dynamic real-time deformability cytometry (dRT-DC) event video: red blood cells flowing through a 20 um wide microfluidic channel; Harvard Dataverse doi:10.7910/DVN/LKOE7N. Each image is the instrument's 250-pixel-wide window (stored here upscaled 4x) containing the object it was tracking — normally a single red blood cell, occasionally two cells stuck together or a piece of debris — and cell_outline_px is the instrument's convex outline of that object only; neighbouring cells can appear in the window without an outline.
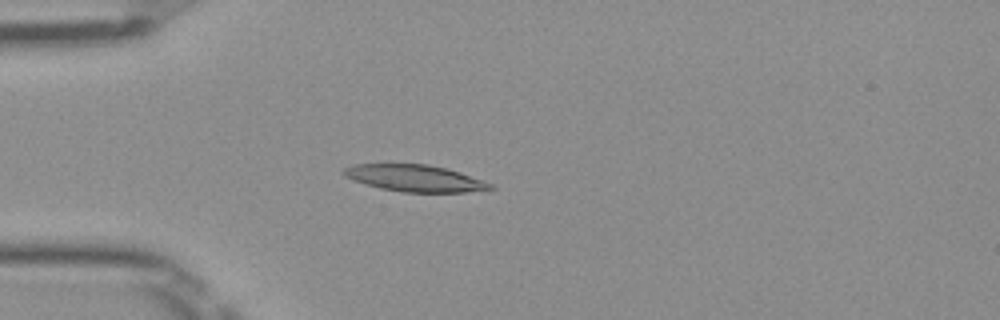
{"species": "Egyptian fruit bat (a non-hibernating species)", "species_latin": "Rousettus aegyptiacus", "temperature_condition": "room temperature", "stored_images_in_passage": 51, "camera_frame_rate_fps": 3000, "um_per_image_px": 0.085, "frame": {"image": 1, "passage_image": 14, "time_ms": 4.333, "image_size_px": [1000, 320], "cell_outline_px": [[496, 188], [468, 192], [404, 192], [380, 188], [352, 180], [344, 176], [340, 172], [344, 168], [352, 164], [428, 164], [460, 172], [492, 184]], "centroid_in_image_um": [35.22, 15.14], "position_along_channel_um": 49.8, "area_um2": 22.77}}
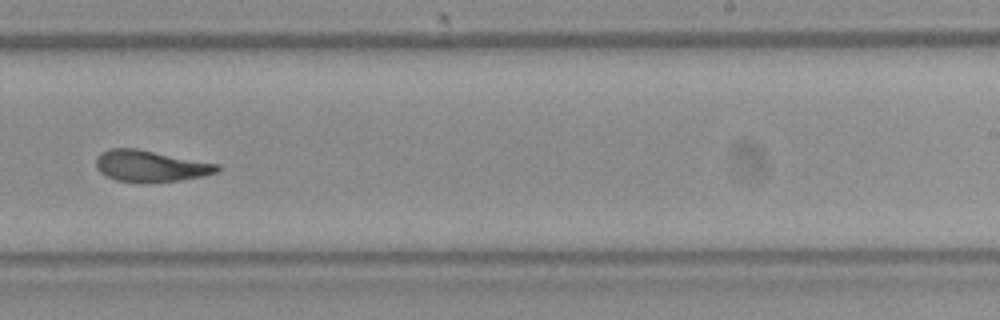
{"frame": {"image": 2, "passage_image": 32, "time_ms": 10.333, "image_size_px": [1000, 320], "cell_outline_px": [[220, 168], [216, 172], [204, 176], [180, 180], [116, 180], [100, 172], [96, 168], [96, 156], [100, 152], [112, 148], [136, 148], [220, 164]], "centroid_in_image_um": [12.79, 14.07], "position_along_channel_um": 276.2, "area_um2": 21.56}}
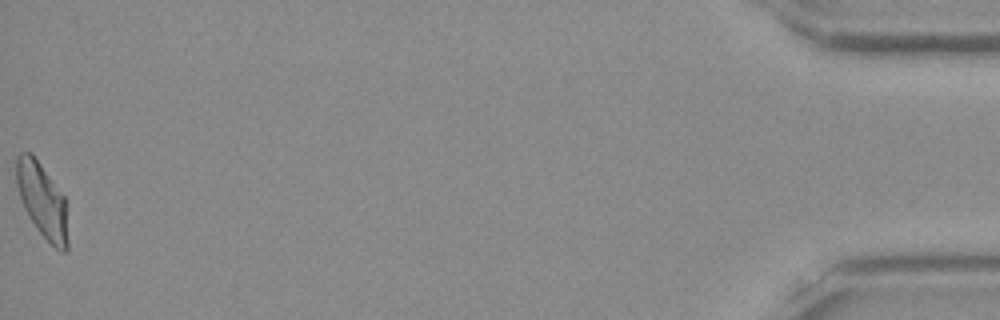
{"frame": {"image": 3, "passage_image": 51, "time_ms": 16.667, "image_size_px": [1000, 320], "cell_outline_px": [[68, 248], [64, 252], [60, 252], [36, 228], [28, 216], [24, 208], [16, 184], [16, 156], [20, 152], [32, 152], [64, 196], [68, 204]], "centroid_in_image_um": [3.62, 17.03], "position_along_channel_um": 431.6, "area_um2": 22.77}, "authors_computed_cell_mechanics": {"area_um2": 22.7154, "velocity_mm_per_s": 3.9967, "shape_relaxation_time_tau1_ms": 5.3152, "shape_relaxation_time_tau2_ms": 2.3205, "deformation_change_tau1": 0.2099, "deformation_change_tau2": 0.1043}}